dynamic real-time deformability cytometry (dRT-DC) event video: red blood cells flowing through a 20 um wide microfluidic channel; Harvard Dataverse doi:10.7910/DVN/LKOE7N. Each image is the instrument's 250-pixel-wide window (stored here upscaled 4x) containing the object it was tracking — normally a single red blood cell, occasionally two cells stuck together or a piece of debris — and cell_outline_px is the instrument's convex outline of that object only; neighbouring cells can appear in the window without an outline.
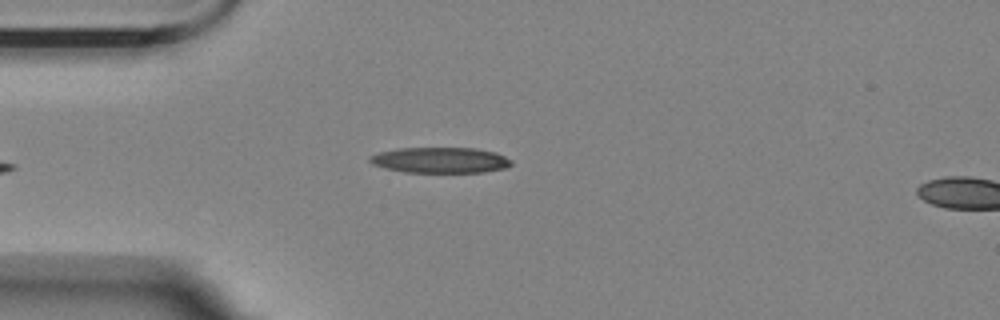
{"species": "Egyptian fruit bat (a non-hibernating species)", "species_latin": "Rousettus aegyptiacus", "temperature_condition": "room temperature", "stored_images_in_passage": 40, "camera_frame_rate_fps": 3000, "um_per_image_px": 0.085, "animal": {"sex": "female"}, "frame": {"image": 1, "passage_image": 2, "time_ms": 0.333, "image_size_px": [1000, 320], "cell_outline_px": [[512, 164], [504, 168], [484, 172], [404, 172], [384, 168], [372, 164], [368, 160], [368, 156], [380, 152], [396, 148], [476, 148], [496, 152], [512, 160]], "centroid_in_image_um": [37.4, 13.61], "position_along_channel_um": 47.6, "area_um2": 21.27}}
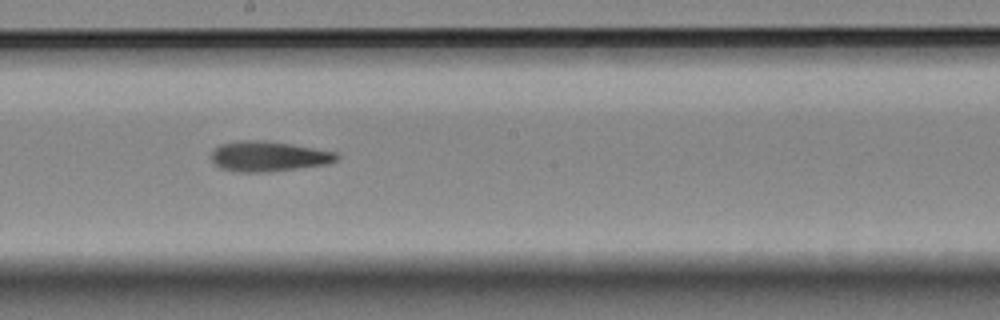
{"frame": {"image": 2, "passage_image": 18, "time_ms": 5.667, "image_size_px": [1000, 320], "cell_outline_px": [[340, 156], [336, 160], [328, 164], [268, 172], [240, 172], [220, 168], [212, 164], [212, 152], [220, 144], [240, 140], [264, 140], [336, 152]], "centroid_in_image_um": [22.79, 13.29], "position_along_channel_um": 225.4, "area_um2": 21.96}}
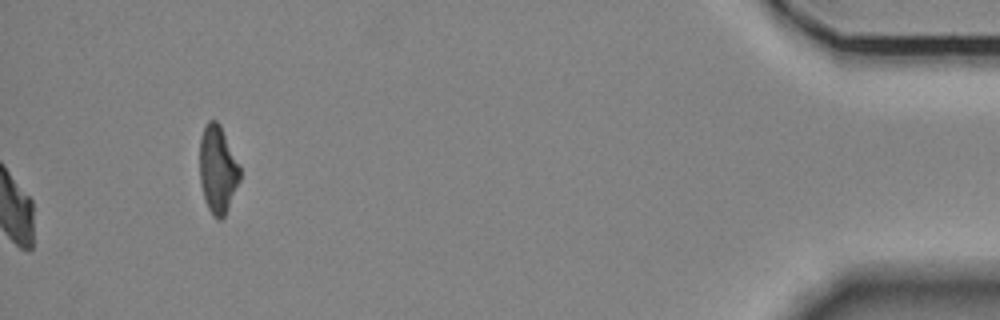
{"frame": {"image": 3, "passage_image": 40, "time_ms": 13.0, "image_size_px": [1000, 320], "cell_outline_px": [[240, 180], [224, 216], [220, 220], [216, 220], [212, 216], [204, 200], [200, 184], [200, 136], [208, 120], [216, 120], [220, 124], [240, 164]], "centroid_in_image_um": [18.5, 14.4], "position_along_channel_um": 416.7, "area_um2": 20.75}, "authors_computed_cell_mechanics": {"area_um2": 21.7906, "velocity_mm_per_s": 3.5507, "shape_relaxation_time_tau1_ms": 7.0007, "shape_relaxation_time_tau2_ms": 4.3978, "deformation_change_tau1": 0.1979, "deformation_change_tau2": 0.1499}}